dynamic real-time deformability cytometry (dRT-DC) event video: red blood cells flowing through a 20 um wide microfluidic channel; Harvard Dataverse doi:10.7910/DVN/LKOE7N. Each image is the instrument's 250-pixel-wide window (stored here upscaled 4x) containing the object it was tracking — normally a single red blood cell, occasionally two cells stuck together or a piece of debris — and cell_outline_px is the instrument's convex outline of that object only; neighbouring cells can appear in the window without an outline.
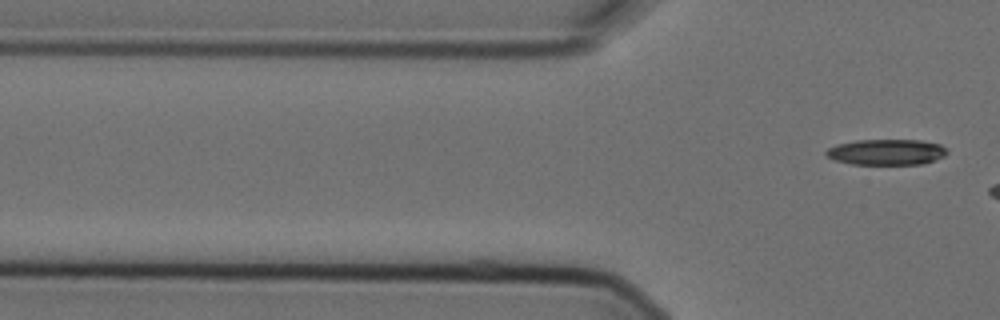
{"species": "Egyptian fruit bat (a non-hibernating species)", "species_latin": "Rousettus aegyptiacus", "temperature_condition": "cold", "stored_images_in_passage": 4, "camera_frame_rate_fps": 3000, "um_per_image_px": 0.085, "animal": {"sex": "female"}, "frame": {"image": 1, "passage_image": 4, "time_ms": 1.0, "image_size_px": [1000, 320], "cell_outline_px": [[948, 152], [944, 156], [920, 164], [852, 164], [836, 160], [824, 156], [824, 152], [828, 148], [836, 144], [856, 140], [920, 140], [940, 144]], "centroid_in_image_um": [75.29, 12.92], "position_along_channel_um": 50.5, "area_um2": 18.09}}